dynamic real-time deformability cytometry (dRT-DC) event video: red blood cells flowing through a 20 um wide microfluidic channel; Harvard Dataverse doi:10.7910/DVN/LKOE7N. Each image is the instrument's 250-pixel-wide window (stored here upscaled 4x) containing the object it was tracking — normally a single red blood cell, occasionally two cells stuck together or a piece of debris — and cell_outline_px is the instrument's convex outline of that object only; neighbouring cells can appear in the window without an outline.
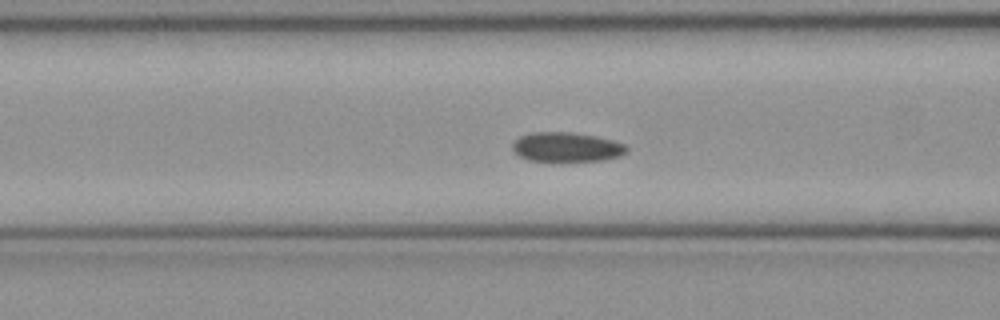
{"species": "common noctule bat (a hibernating species)", "species_latin": "Nyctalus noctula", "temperature_condition": "cold", "stored_images_in_passage": 52, "camera_frame_rate_fps": 3000, "um_per_image_px": 0.085, "animal": {"sex": "female", "body_mass_g": 21.9}, "frame": {"image": 1, "passage_image": 21, "time_ms": 6.667, "image_size_px": [1000, 320], "cell_outline_px": [[628, 152], [620, 156], [604, 160], [528, 160], [520, 156], [512, 148], [512, 144], [520, 136], [532, 132], [572, 132], [596, 136], [612, 140], [624, 144], [628, 148]], "centroid_in_image_um": [48.19, 12.48], "position_along_channel_um": 118.4, "area_um2": 19.36}}
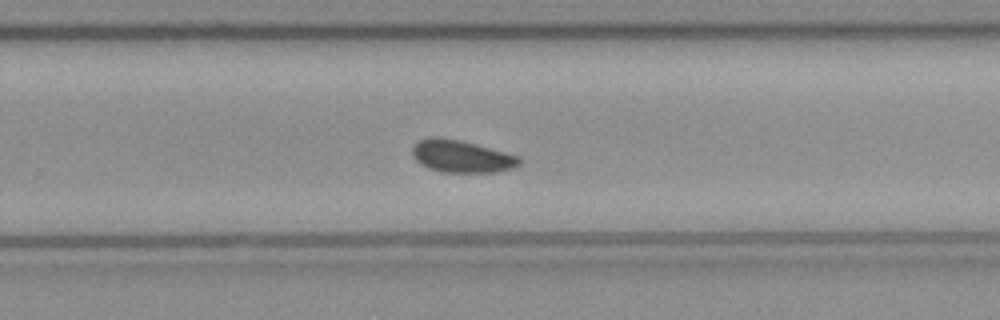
{"frame": {"image": 2, "passage_image": 34, "time_ms": 11.0, "image_size_px": [1000, 320], "cell_outline_px": [[520, 164], [512, 168], [492, 172], [444, 172], [428, 168], [420, 164], [412, 156], [412, 148], [420, 140], [432, 136], [440, 136], [460, 140], [476, 144], [520, 156]], "centroid_in_image_um": [39.21, 13.28], "position_along_channel_um": 290.6, "area_um2": 20.11}}
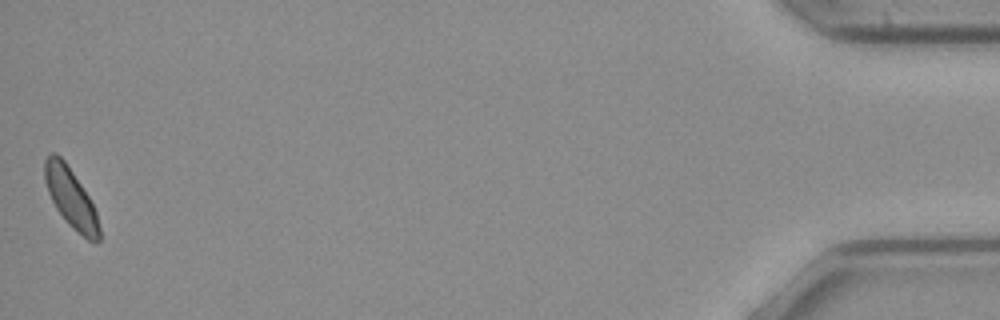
{"frame": {"image": 3, "passage_image": 52, "time_ms": 17.0, "image_size_px": [1000, 320], "cell_outline_px": [[100, 240], [96, 244], [88, 240], [72, 228], [64, 220], [56, 208], [48, 192], [44, 180], [44, 160], [48, 152], [56, 152], [64, 160], [88, 196], [96, 212], [100, 228]], "centroid_in_image_um": [6.0, 16.83], "position_along_channel_um": 429.2, "area_um2": 18.96}, "authors_computed_cell_mechanics": {"area_um2": 19.8254, "velocity_mm_per_s": 3.967, "shape_relaxation_time_tau1_ms": 2.2841, "shape_relaxation_time_tau2_ms": 8.2455, "deformation_change_tau1": 0.0408, "deformation_change_tau2": 0.1038}}